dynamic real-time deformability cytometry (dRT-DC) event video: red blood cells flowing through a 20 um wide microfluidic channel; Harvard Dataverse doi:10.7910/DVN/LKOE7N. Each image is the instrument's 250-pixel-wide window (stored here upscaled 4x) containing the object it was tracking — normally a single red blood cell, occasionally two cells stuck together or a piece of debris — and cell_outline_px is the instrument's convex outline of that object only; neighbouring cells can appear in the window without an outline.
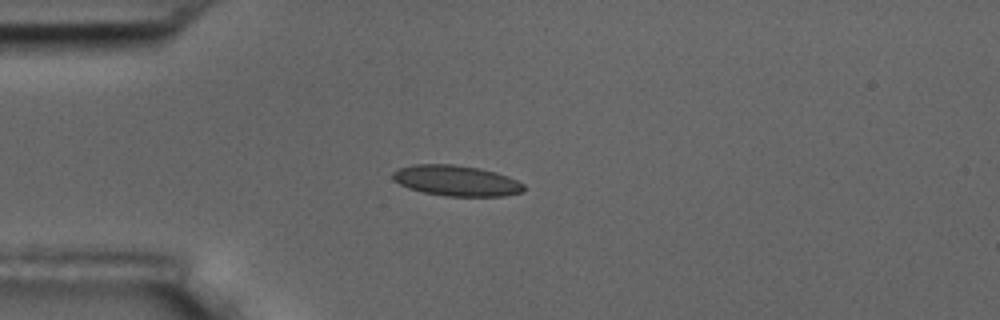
{"species": "common noctule bat (a hibernating species)", "species_latin": "Nyctalus noctula", "temperature_condition": "room temperature", "stored_images_in_passage": 10, "camera_frame_rate_fps": 3000, "um_per_image_px": 0.085, "animal": {"sex": "male", "body_mass_g": 17.5, "forearm_length_mm": 52.3}, "frame": {"image": 1, "passage_image": 4, "time_ms": 4.333, "image_size_px": [1000, 320], "cell_outline_px": [[524, 192], [504, 196], [444, 196], [424, 192], [408, 188], [392, 180], [392, 172], [400, 168], [412, 164], [452, 164], [480, 168], [496, 172], [508, 176], [524, 184]], "centroid_in_image_um": [38.78, 15.35], "position_along_channel_um": 46.2, "area_um2": 23.52}}
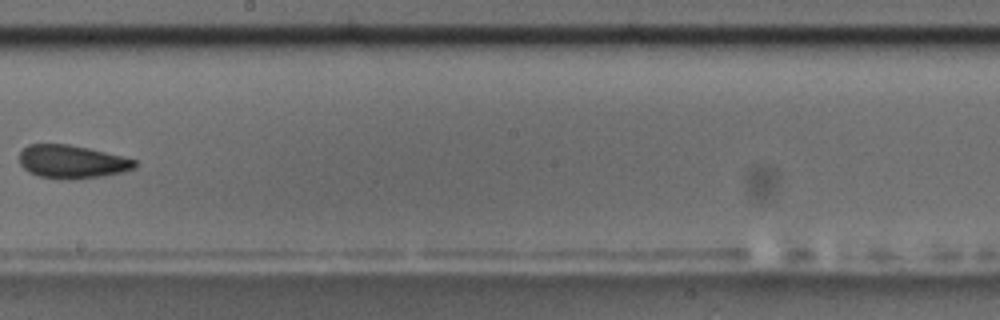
{"frame": {"image": 2, "passage_image": 9, "time_ms": 10.333, "image_size_px": [1000, 320], "cell_outline_px": [[136, 168], [124, 172], [104, 176], [68, 180], [60, 180], [40, 176], [28, 172], [20, 164], [20, 152], [28, 144], [68, 144], [88, 148], [136, 160]], "centroid_in_image_um": [6.11, 13.76], "position_along_channel_um": 242.1, "area_um2": 22.43}}
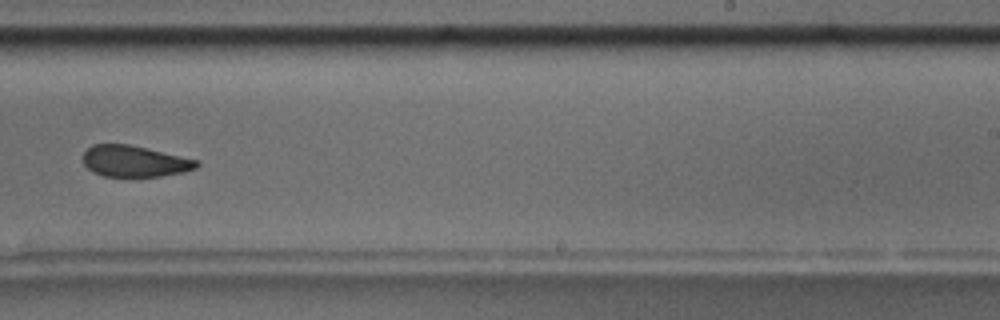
{"frame": {"image": 3, "passage_image": 10, "time_ms": 11.333, "image_size_px": [1000, 320], "cell_outline_px": [[200, 164], [196, 168], [180, 172], [160, 176], [104, 176], [92, 172], [84, 164], [84, 152], [92, 144], [128, 144], [200, 160]], "centroid_in_image_um": [11.44, 13.7], "position_along_channel_um": 277.6, "area_um2": 20.52}}